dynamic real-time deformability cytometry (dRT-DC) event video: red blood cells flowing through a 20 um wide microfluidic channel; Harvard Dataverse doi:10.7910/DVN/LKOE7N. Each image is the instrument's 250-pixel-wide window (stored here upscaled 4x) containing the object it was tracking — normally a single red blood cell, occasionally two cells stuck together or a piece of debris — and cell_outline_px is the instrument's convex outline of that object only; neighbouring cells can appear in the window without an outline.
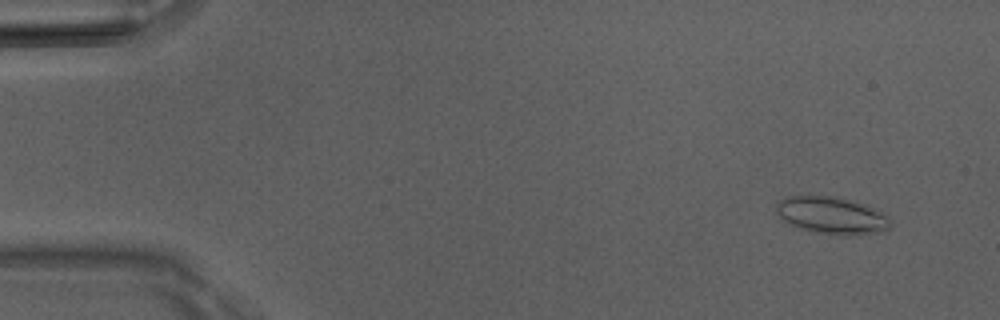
{"species": "Egyptian fruit bat (a non-hibernating species)", "species_latin": "Rousettus aegyptiacus", "temperature_condition": "room temperature", "stored_images_in_passage": 51, "camera_frame_rate_fps": 3000, "um_per_image_px": 0.085, "animal": {"sex": "male"}, "frame": {"image": 1, "passage_image": 4, "time_ms": 1.0, "image_size_px": [1000, 320], "cell_outline_px": [[892, 224], [884, 232], [856, 236], [840, 236], [816, 232], [800, 228], [784, 220], [776, 212], [776, 204], [780, 200], [788, 196], [832, 196], [852, 200], [868, 204], [888, 216], [892, 220]], "centroid_in_image_um": [70.78, 18.33], "position_along_channel_um": 14.2, "area_um2": 25.14}}
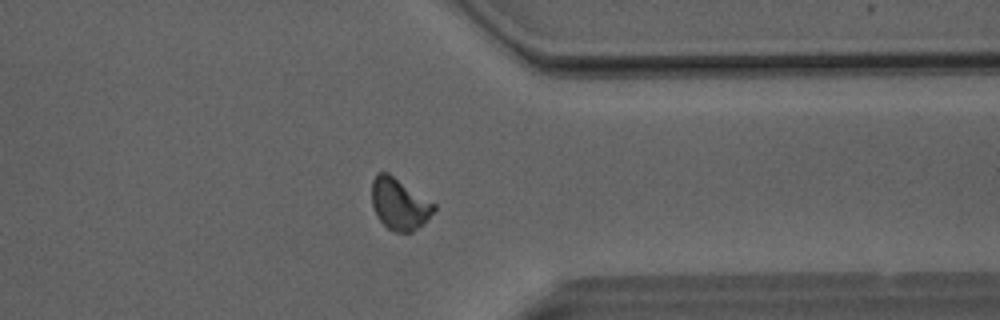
{"frame": {"image": 2, "passage_image": 40, "time_ms": 13.0, "image_size_px": [1000, 320], "cell_outline_px": [[436, 208], [424, 224], [412, 232], [392, 232], [376, 216], [372, 204], [372, 180], [376, 172], [388, 172], [436, 204]], "centroid_in_image_um": [33.94, 17.34], "position_along_channel_um": 377.5, "area_um2": 18.79}}
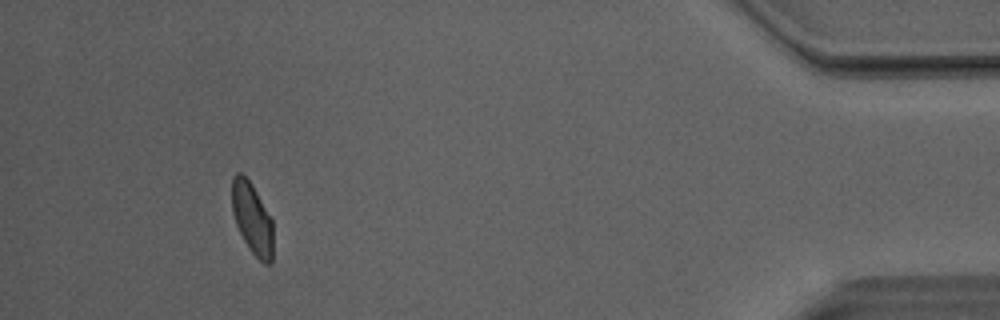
{"frame": {"image": 3, "passage_image": 47, "time_ms": 15.333, "image_size_px": [1000, 320], "cell_outline_px": [[272, 264], [264, 264], [248, 248], [236, 224], [232, 212], [232, 176], [236, 172], [240, 172], [252, 184], [272, 216]], "centroid_in_image_um": [21.44, 18.55], "position_along_channel_um": 413.8, "area_um2": 17.28}, "authors_computed_cell_mechanics": {"area_um2": 18.5538, "velocity_mm_per_s": 4.0772, "shape_relaxation_time_tau1_ms": 4.0284, "shape_relaxation_time_tau2_ms": 2.2166, "deformation_change_tau1": 0.0985, "deformation_change_tau2": 0.0709}}